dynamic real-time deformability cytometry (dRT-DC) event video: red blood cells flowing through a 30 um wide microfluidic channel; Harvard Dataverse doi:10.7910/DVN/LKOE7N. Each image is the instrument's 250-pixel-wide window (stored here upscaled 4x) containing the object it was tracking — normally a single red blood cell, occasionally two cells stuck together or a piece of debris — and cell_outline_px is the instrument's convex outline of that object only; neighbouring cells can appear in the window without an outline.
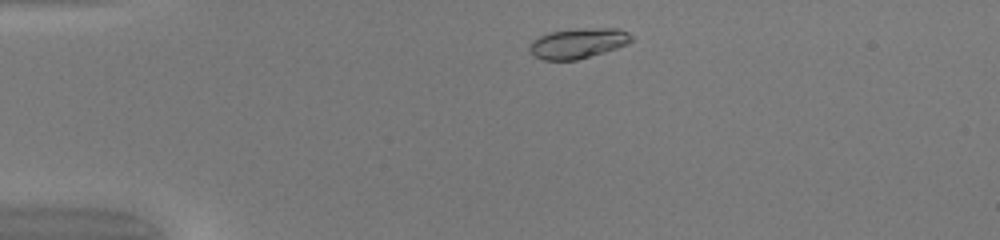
{"species": "common noctule bat (a hibernating species)", "species_latin": "Nyctalus noctula", "temperature_condition": "warm", "stored_images_in_passage": 41, "camera_frame_rate_fps": 3000, "um_per_image_px": 0.085, "animal": {"sex": "female", "body_mass_g": 20.0, "forearm_length_mm": 54.0}, "frame": {"image": 1, "passage_image": 3, "time_ms": 0.667, "image_size_px": [1000, 240], "cell_outline_px": [[632, 40], [628, 44], [604, 52], [576, 60], [544, 60], [536, 56], [528, 48], [532, 40], [548, 32], [572, 28], [616, 28], [628, 32], [632, 36]], "centroid_in_image_um": [49.13, 3.66], "position_along_channel_um": 35.9, "area_um2": 17.98}}
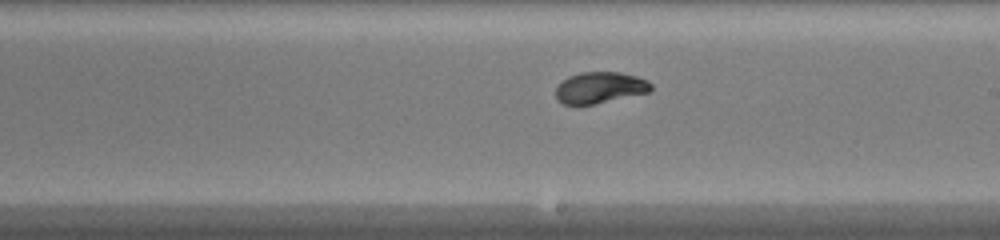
{"frame": {"image": 2, "passage_image": 21, "time_ms": 6.667, "image_size_px": [1000, 240], "cell_outline_px": [[652, 92], [592, 104], [560, 104], [556, 100], [556, 88], [568, 76], [580, 72], [620, 72], [636, 76], [648, 80], [652, 84]], "centroid_in_image_um": [51.02, 7.44], "position_along_channel_um": 238.0, "area_um2": 17.46}}
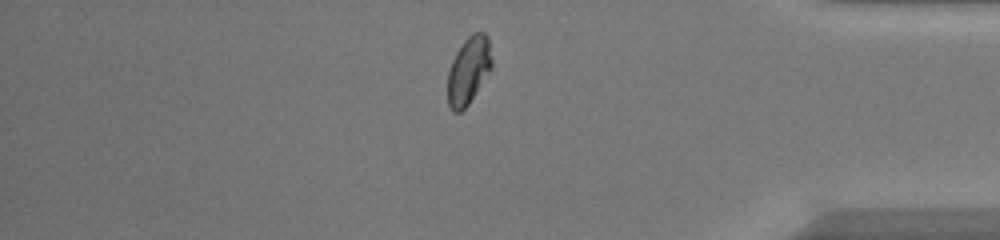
{"frame": {"image": 3, "passage_image": 34, "time_ms": 11.0, "image_size_px": [1000, 240], "cell_outline_px": [[492, 68], [468, 104], [460, 112], [452, 112], [448, 104], [448, 72], [452, 60], [456, 52], [464, 40], [472, 32], [484, 32], [488, 36], [492, 60]], "centroid_in_image_um": [39.83, 5.96], "position_along_channel_um": 395.4, "area_um2": 17.34}, "authors_computed_cell_mechanics": {"area_um2": 17.8602, "velocity_mm_per_s": 4.2089, "shape_relaxation_time_tau1_ms": 3.7967, "shape_relaxation_time_tau2_ms": null, "deformation_change_tau1": 0.1695, "deformation_change_tau2": null}}